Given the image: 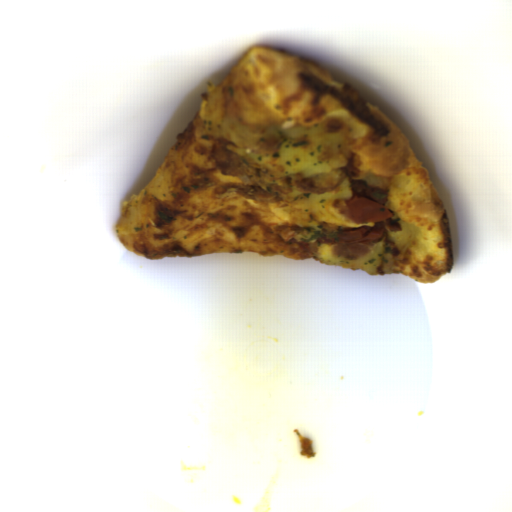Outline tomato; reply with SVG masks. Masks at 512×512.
<instances>
[{
	"label": "tomato",
	"instance_id": "1",
	"mask_svg": "<svg viewBox=\"0 0 512 512\" xmlns=\"http://www.w3.org/2000/svg\"><path fill=\"white\" fill-rule=\"evenodd\" d=\"M346 211L349 219L355 223H374V226L350 229L339 233L337 237L343 242H373L383 238L384 230L376 223L384 219H392L394 216L386 206L361 196L350 198Z\"/></svg>",
	"mask_w": 512,
	"mask_h": 512
}]
</instances>
